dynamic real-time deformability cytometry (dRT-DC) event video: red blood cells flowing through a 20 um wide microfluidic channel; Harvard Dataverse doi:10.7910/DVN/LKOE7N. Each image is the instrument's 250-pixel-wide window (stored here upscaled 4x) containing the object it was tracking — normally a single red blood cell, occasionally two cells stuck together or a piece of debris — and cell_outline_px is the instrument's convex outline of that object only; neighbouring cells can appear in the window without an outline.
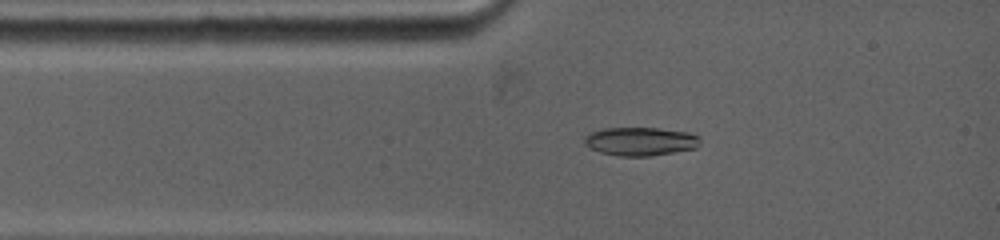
{"species": "common noctule bat (a hibernating species)", "species_latin": "Nyctalus noctula", "temperature_condition": "warm", "stored_images_in_passage": 52, "camera_frame_rate_fps": 5000, "um_per_image_px": 0.085, "animal": {"sex": "female", "body_mass_g": 19.0, "forearm_length_mm": 53.3}, "frame": {"image": 1, "passage_image": 4, "time_ms": 0.6, "image_size_px": [1000, 240], "cell_outline_px": [[700, 144], [696, 148], [652, 156], [620, 156], [600, 152], [584, 144], [584, 136], [588, 132], [604, 128], [660, 128], [688, 132], [700, 136]], "centroid_in_image_um": [54.44, 12.01], "position_along_channel_um": 30.6, "area_um2": 19.36}}
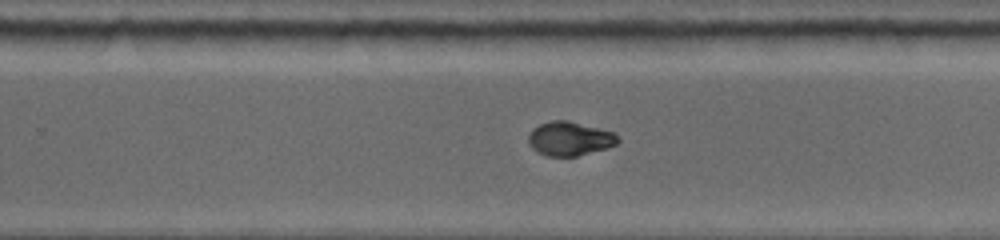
{"frame": {"image": 2, "passage_image": 19, "time_ms": 7.2, "image_size_px": [1000, 240], "cell_outline_px": [[620, 140], [616, 144], [608, 148], [576, 156], [548, 156], [536, 152], [528, 144], [528, 136], [532, 128], [540, 124], [552, 120], [568, 120], [616, 132]], "centroid_in_image_um": [48.43, 11.78], "position_along_channel_um": 281.4, "area_um2": 17.98}}
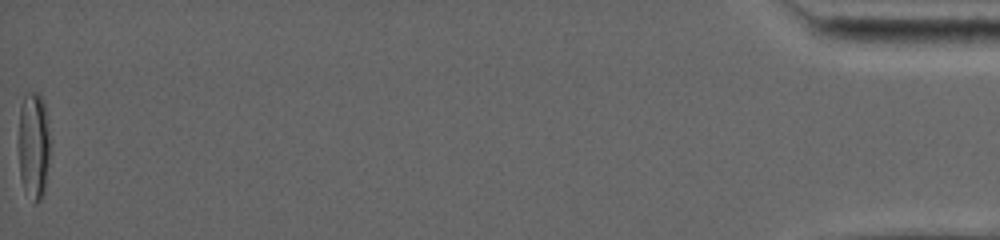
{"frame": {"image": 3, "passage_image": 52, "time_ms": 15.4, "image_size_px": [1000, 240], "cell_outline_px": [[52, 140], [44, 196], [40, 200], [36, 200], [24, 188], [20, 176], [20, 108], [24, 96], [28, 92], [40, 92], [44, 100]], "centroid_in_image_um": [2.93, 12.28], "position_along_channel_um": 432.3, "area_um2": 19.94}, "authors_computed_cell_mechanics": {"area_um2": 18.2648, "velocity_mm_per_s": 3.8763, "shape_relaxation_time_tau1_ms": 6.6366, "shape_relaxation_time_tau2_ms": null, "deformation_change_tau1": 0.2574, "deformation_change_tau2": null}}